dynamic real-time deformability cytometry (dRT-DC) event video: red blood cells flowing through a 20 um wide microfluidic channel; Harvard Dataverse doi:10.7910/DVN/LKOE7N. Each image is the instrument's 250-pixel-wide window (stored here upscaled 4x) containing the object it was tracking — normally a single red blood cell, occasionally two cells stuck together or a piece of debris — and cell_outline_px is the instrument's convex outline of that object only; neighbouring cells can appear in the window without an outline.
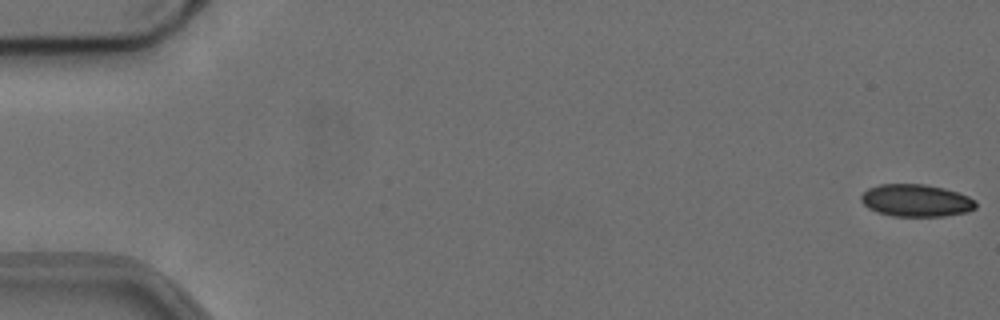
{"species": "common noctule bat (a hibernating species)", "species_latin": "Nyctalus noctula", "temperature_condition": "cold", "stored_images_in_passage": 13, "camera_frame_rate_fps": 3000, "um_per_image_px": 0.085, "animal": {"sex": "female", "body_mass_g": 24.6, "forearm_length_mm": 56.2}, "frame": {"image": 1, "passage_image": 1, "time_ms": 0.0, "image_size_px": [1000, 320], "cell_outline_px": [[976, 208], [968, 212], [944, 216], [892, 216], [876, 212], [868, 208], [860, 200], [860, 196], [868, 188], [880, 184], [924, 184], [944, 188], [968, 196], [976, 200]], "centroid_in_image_um": [77.86, 17.04], "position_along_channel_um": 7.1, "area_um2": 21.73}}
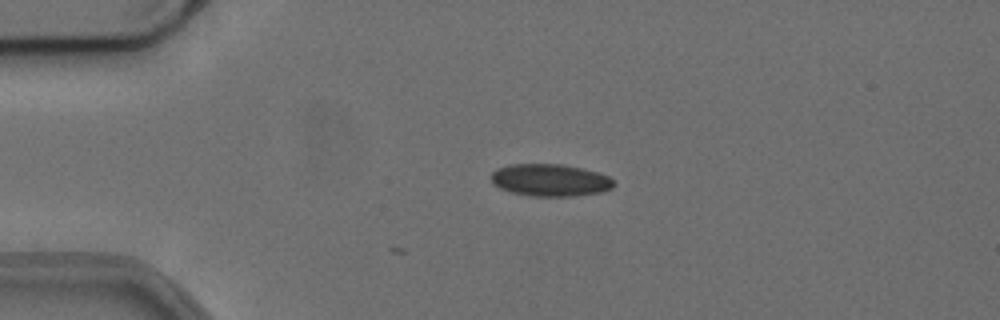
{"frame": {"image": 2, "passage_image": 13, "time_ms": 4.0, "image_size_px": [1000, 320], "cell_outline_px": [[616, 184], [612, 188], [604, 192], [572, 196], [532, 196], [512, 192], [500, 188], [492, 184], [492, 172], [496, 168], [508, 164], [560, 164], [584, 168], [600, 172], [608, 176]], "centroid_in_image_um": [46.79, 15.3], "position_along_channel_um": 38.2, "area_um2": 23.29}}